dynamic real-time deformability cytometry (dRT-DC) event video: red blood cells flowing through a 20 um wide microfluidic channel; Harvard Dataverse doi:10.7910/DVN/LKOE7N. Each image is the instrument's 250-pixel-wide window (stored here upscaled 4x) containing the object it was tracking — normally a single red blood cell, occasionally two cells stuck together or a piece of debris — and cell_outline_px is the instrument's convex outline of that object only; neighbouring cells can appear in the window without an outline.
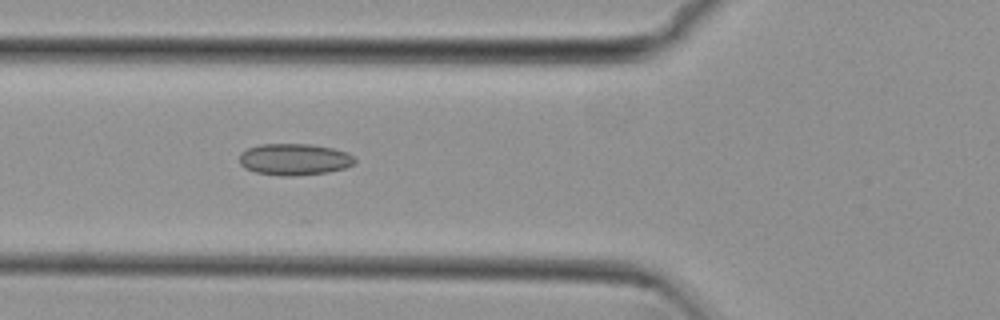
{"species": "common noctule bat (a hibernating species)", "species_latin": "Nyctalus noctula", "temperature_condition": "cold", "stored_images_in_passage": 6, "camera_frame_rate_fps": 3000, "um_per_image_px": 0.085, "animal": {"sex": "female", "body_mass_g": 29.2, "forearm_length_mm": 56.3}, "frame": {"image": 1, "passage_image": 3, "time_ms": 0.667, "image_size_px": [1000, 320], "cell_outline_px": [[356, 160], [352, 164], [344, 168], [328, 172], [296, 176], [284, 176], [256, 172], [244, 168], [240, 164], [240, 152], [248, 148], [260, 144], [312, 144], [332, 148], [348, 152]], "centroid_in_image_um": [25.0, 13.54], "position_along_channel_um": 100.8, "area_um2": 21.27}}